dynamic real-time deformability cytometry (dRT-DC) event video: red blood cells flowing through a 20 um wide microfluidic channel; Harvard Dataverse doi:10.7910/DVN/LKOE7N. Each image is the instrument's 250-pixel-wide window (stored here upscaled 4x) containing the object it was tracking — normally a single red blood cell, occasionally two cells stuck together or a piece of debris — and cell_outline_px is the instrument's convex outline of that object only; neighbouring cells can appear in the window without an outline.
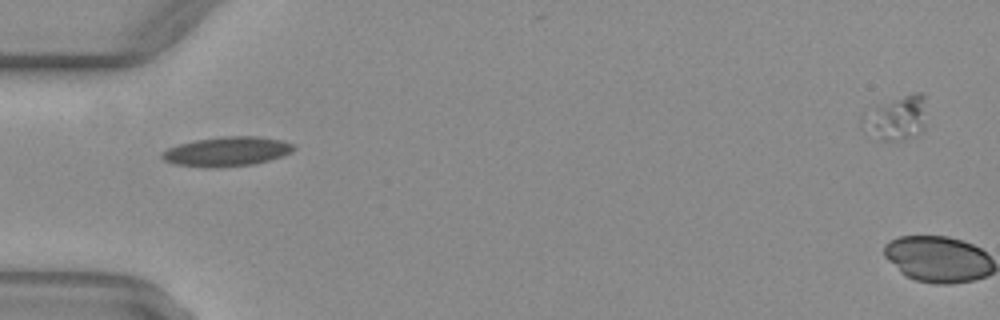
{"species": "common noctule bat (a hibernating species)", "species_latin": "Nyctalus noctula", "temperature_condition": "warm", "stored_images_in_passage": 30, "camera_frame_rate_fps": 3000, "um_per_image_px": 0.085, "animal": {"sex": "female", "body_mass_g": 29.2, "forearm_length_mm": 56.3}, "frame": {"image": 1, "passage_image": 1, "time_ms": 0.0, "image_size_px": [1000, 320], "cell_outline_px": [[296, 148], [292, 152], [284, 156], [252, 164], [212, 168], [208, 168], [176, 164], [164, 160], [160, 156], [160, 152], [168, 148], [180, 144], [196, 140], [224, 136], [260, 136], [284, 140], [296, 144]], "centroid_in_image_um": [19.34, 12.87], "position_along_channel_um": 65.7, "area_um2": 22.77}}
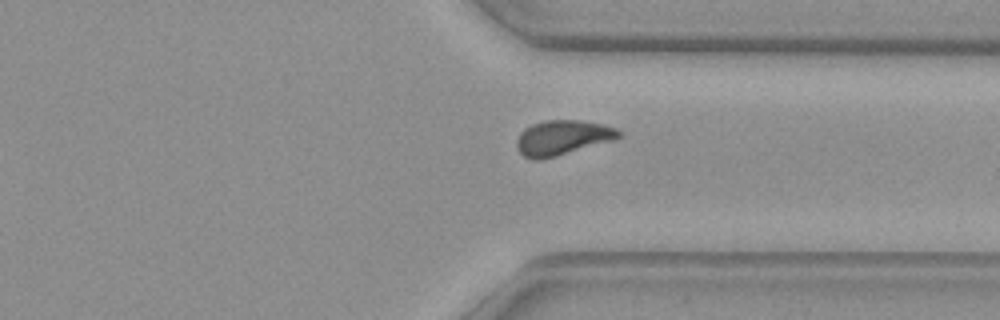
{"frame": {"image": 2, "passage_image": 23, "time_ms": 7.333, "image_size_px": [1000, 320], "cell_outline_px": [[620, 136], [612, 140], [556, 156], [540, 160], [532, 160], [524, 156], [516, 148], [516, 140], [520, 132], [524, 128], [532, 124], [544, 120], [580, 120], [600, 124], [616, 128], [620, 132]], "centroid_in_image_um": [47.74, 11.7], "position_along_channel_um": 363.7, "area_um2": 20.58}}
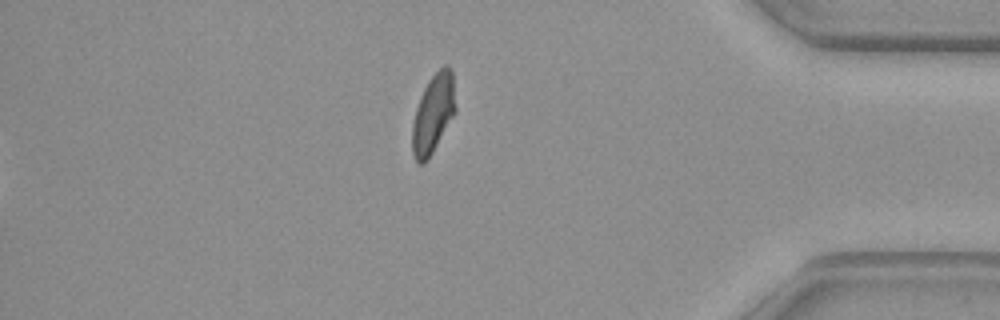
{"frame": {"image": 3, "passage_image": 28, "time_ms": 9.0, "image_size_px": [1000, 320], "cell_outline_px": [[456, 112], [428, 160], [424, 164], [420, 164], [416, 160], [412, 152], [412, 124], [416, 108], [420, 96], [428, 80], [444, 64], [448, 64], [452, 68], [456, 108]], "centroid_in_image_um": [36.83, 9.65], "position_along_channel_um": 398.4, "area_um2": 20.11}}